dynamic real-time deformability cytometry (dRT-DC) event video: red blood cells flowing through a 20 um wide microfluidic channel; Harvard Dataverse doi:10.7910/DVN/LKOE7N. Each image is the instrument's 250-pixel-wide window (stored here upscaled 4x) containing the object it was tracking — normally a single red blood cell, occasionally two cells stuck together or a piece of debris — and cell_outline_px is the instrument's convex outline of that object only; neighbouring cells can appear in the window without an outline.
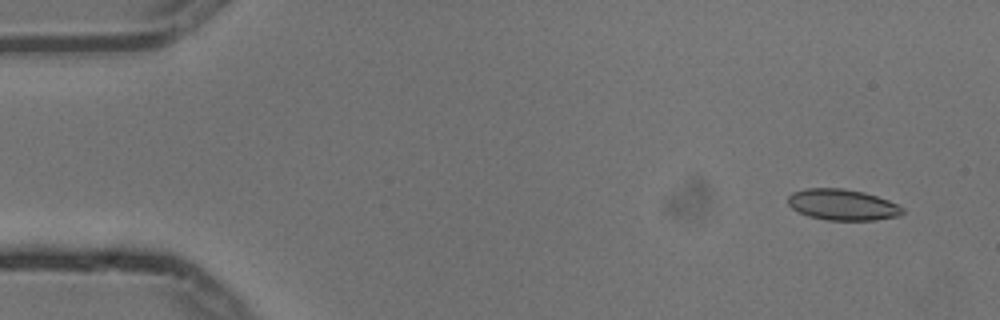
{"species": "common noctule bat (a hibernating species)", "species_latin": "Nyctalus noctula", "temperature_condition": "cold", "stored_images_in_passage": 6, "camera_frame_rate_fps": 3000, "um_per_image_px": 0.085, "animal": {"sex": "male", "body_mass_g": 13.3}, "frame": {"image": 1, "passage_image": 2, "time_ms": 0.333, "image_size_px": [1000, 320], "cell_outline_px": [[904, 212], [900, 216], [876, 220], [824, 220], [808, 216], [792, 208], [788, 204], [788, 196], [792, 192], [804, 188], [844, 188], [864, 192], [888, 200], [904, 208]], "centroid_in_image_um": [71.61, 17.4], "position_along_channel_um": 13.4, "area_um2": 20.87}}
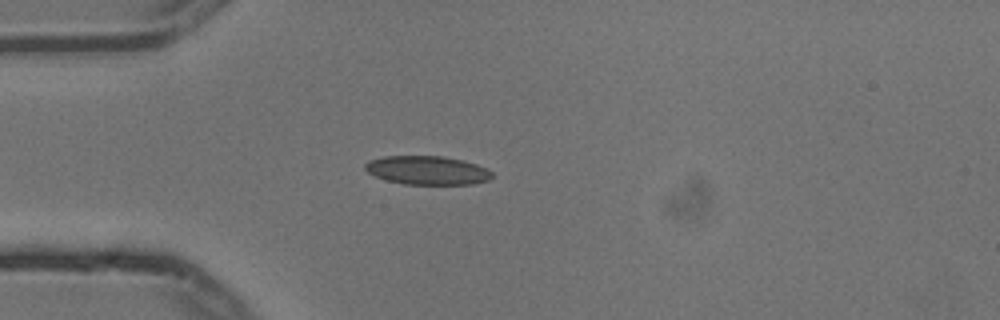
{"frame": {"image": 2, "passage_image": 5, "time_ms": 1.333, "image_size_px": [1000, 320], "cell_outline_px": [[492, 176], [488, 180], [472, 184], [404, 184], [388, 180], [376, 176], [368, 172], [364, 168], [364, 164], [368, 160], [384, 156], [444, 156], [476, 164], [488, 168], [492, 172]], "centroid_in_image_um": [36.31, 14.47], "position_along_channel_um": 48.7, "area_um2": 21.15}}